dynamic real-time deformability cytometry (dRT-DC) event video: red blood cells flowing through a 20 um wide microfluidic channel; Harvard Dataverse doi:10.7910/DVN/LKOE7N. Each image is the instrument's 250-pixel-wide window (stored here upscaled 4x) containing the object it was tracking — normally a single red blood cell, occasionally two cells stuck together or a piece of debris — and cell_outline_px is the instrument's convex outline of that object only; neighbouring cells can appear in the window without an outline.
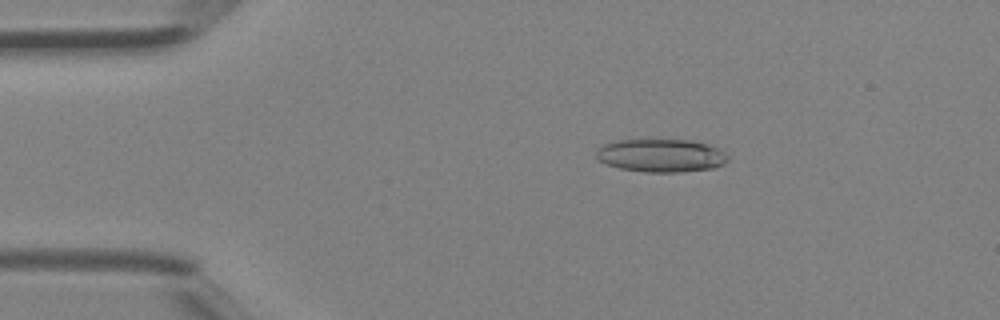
{"species": "Egyptian fruit bat (a non-hibernating species)", "species_latin": "Rousettus aegyptiacus", "temperature_condition": "room temperature", "stored_images_in_passage": 42, "camera_frame_rate_fps": 3000, "um_per_image_px": 0.085, "animal": {"sex": "female"}, "frame": {"image": 1, "passage_image": 8, "time_ms": 2.333, "image_size_px": [1000, 320], "cell_outline_px": [[728, 160], [724, 164], [712, 168], [680, 172], [644, 172], [620, 168], [608, 164], [600, 160], [596, 156], [596, 152], [604, 144], [620, 140], [692, 140], [708, 144], [724, 152], [728, 156]], "centroid_in_image_um": [56.22, 13.22], "position_along_channel_um": 28.8, "area_um2": 25.14}}
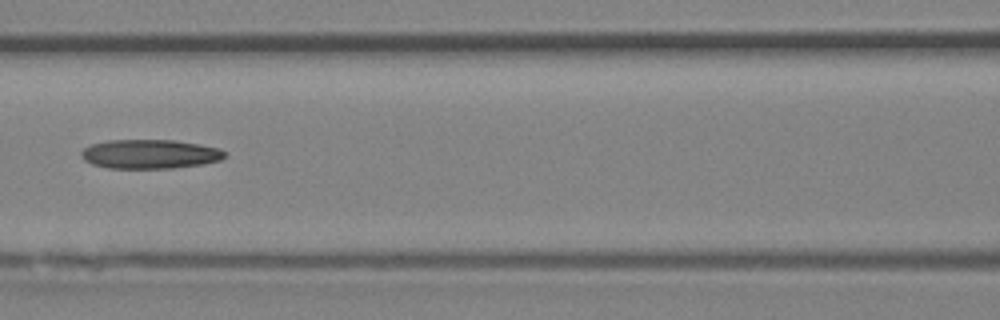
{"frame": {"image": 2, "passage_image": 19, "time_ms": 6.0, "image_size_px": [1000, 320], "cell_outline_px": [[224, 156], [220, 160], [200, 164], [172, 168], [108, 168], [92, 164], [84, 160], [80, 156], [80, 152], [84, 148], [92, 144], [108, 140], [172, 140], [200, 144], [220, 148], [224, 152]], "centroid_in_image_um": [12.7, 13.09], "position_along_channel_um": 153.9, "area_um2": 24.28}}
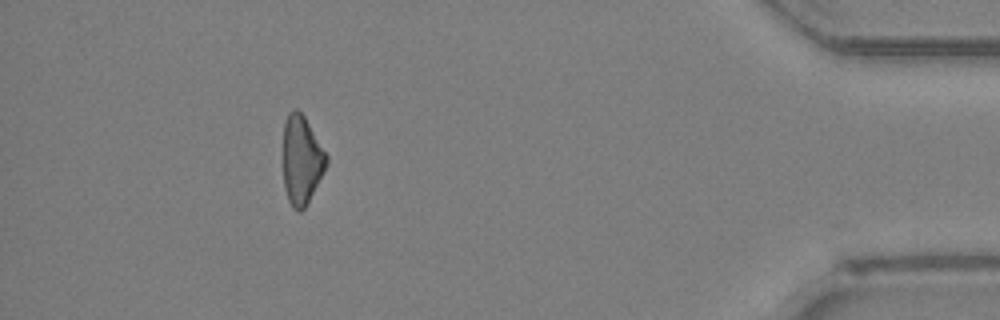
{"frame": {"image": 3, "passage_image": 38, "time_ms": 12.333, "image_size_px": [1000, 320], "cell_outline_px": [[328, 164], [324, 172], [304, 208], [300, 212], [292, 208], [288, 200], [284, 188], [284, 124], [288, 112], [296, 108], [304, 116], [328, 156]], "centroid_in_image_um": [25.64, 13.6], "position_along_channel_um": 409.6, "area_um2": 22.2}}